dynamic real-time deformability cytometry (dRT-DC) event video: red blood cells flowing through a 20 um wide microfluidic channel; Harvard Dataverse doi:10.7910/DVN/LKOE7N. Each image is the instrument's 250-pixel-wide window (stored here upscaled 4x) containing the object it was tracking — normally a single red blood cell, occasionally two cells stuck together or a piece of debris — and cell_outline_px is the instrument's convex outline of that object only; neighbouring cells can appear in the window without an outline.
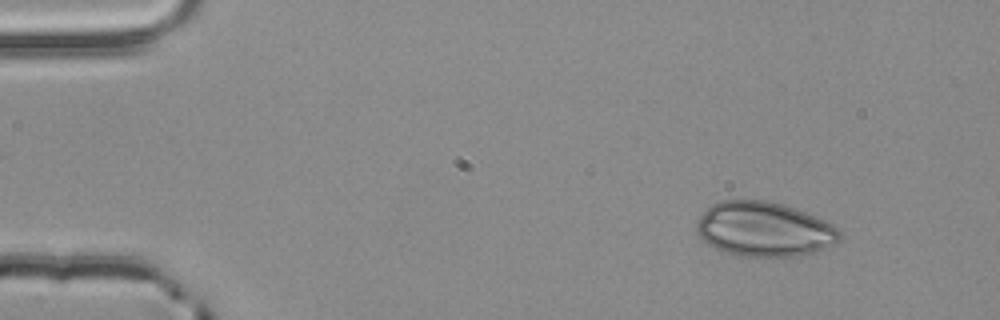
{"species": "common noctule bat (a hibernating species)", "species_latin": "Nyctalus noctula", "temperature_condition": "room temperature", "stored_images_in_passage": 54, "camera_frame_rate_fps": 3000, "um_per_image_px": 0.085, "animal": {"sex": "male", "body_mass_g": 20.4}, "frame": {"image": 1, "passage_image": 6, "time_ms": 1.667, "image_size_px": [1000, 320], "cell_outline_px": [[840, 240], [836, 244], [800, 256], [736, 256], [724, 252], [708, 244], [696, 232], [696, 224], [700, 216], [712, 204], [720, 200], [764, 200], [784, 204], [796, 208], [836, 224], [840, 228]], "centroid_in_image_um": [64.99, 19.48], "position_along_channel_um": 20.0, "area_um2": 45.89}}
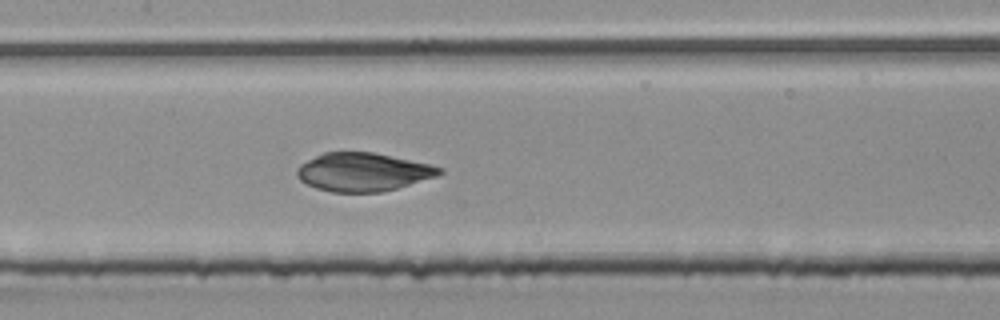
{"frame": {"image": 2, "passage_image": 26, "time_ms": 8.333, "image_size_px": [1000, 320], "cell_outline_px": [[444, 172], [436, 176], [396, 188], [380, 192], [332, 192], [316, 188], [300, 180], [296, 176], [296, 168], [300, 164], [324, 152], [372, 152], [428, 164], [444, 168]], "centroid_in_image_um": [30.82, 14.62], "position_along_channel_um": 176.6, "area_um2": 31.56}}
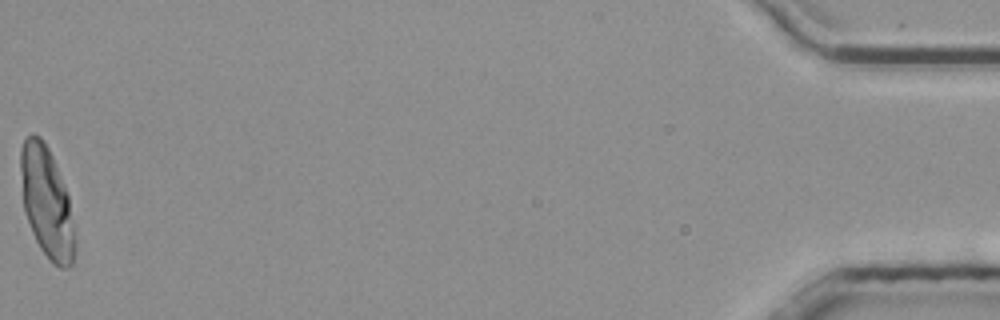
{"frame": {"image": 3, "passage_image": 54, "time_ms": 17.667, "image_size_px": [1000, 320], "cell_outline_px": [[76, 240], [72, 264], [68, 268], [60, 268], [52, 264], [48, 260], [40, 248], [32, 232], [24, 212], [20, 168], [20, 148], [24, 140], [32, 132], [40, 136], [44, 140], [52, 156], [68, 196], [76, 236]], "centroid_in_image_um": [3.96, 17.22], "position_along_channel_um": 431.2, "area_um2": 35.14}}